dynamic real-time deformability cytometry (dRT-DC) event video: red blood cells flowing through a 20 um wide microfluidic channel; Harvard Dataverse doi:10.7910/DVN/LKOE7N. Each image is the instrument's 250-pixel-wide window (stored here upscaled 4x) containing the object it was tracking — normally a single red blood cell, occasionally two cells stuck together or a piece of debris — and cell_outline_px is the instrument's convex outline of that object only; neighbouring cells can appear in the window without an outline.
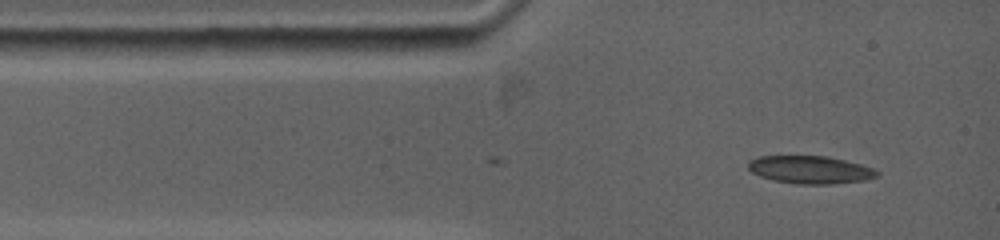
{"species": "common noctule bat (a hibernating species)", "species_latin": "Nyctalus noctula", "temperature_condition": "warm", "stored_images_in_passage": 36, "camera_frame_rate_fps": 5000, "um_per_image_px": 0.085, "animal": {"sex": "female", "body_mass_g": 19.0, "forearm_length_mm": 53.3}, "frame": {"image": 1, "passage_image": 1, "time_ms": 0.0, "image_size_px": [1000, 240], "cell_outline_px": [[880, 176], [864, 180], [832, 184], [796, 184], [772, 180], [760, 176], [752, 172], [748, 168], [748, 164], [752, 160], [760, 156], [828, 156], [860, 164], [872, 168], [880, 172]], "centroid_in_image_um": [68.89, 14.43], "position_along_channel_um": 16.1, "area_um2": 20.81}}
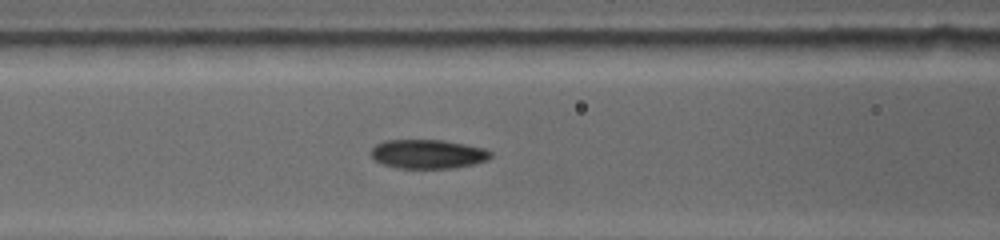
{"frame": {"image": 2, "passage_image": 19, "time_ms": 3.6, "image_size_px": [1000, 240], "cell_outline_px": [[492, 156], [484, 160], [472, 164], [452, 168], [400, 168], [384, 164], [376, 160], [372, 156], [372, 148], [376, 144], [388, 140], [440, 140], [480, 148], [492, 152]], "centroid_in_image_um": [36.33, 13.1], "position_along_channel_um": 130.3, "area_um2": 19.65}}
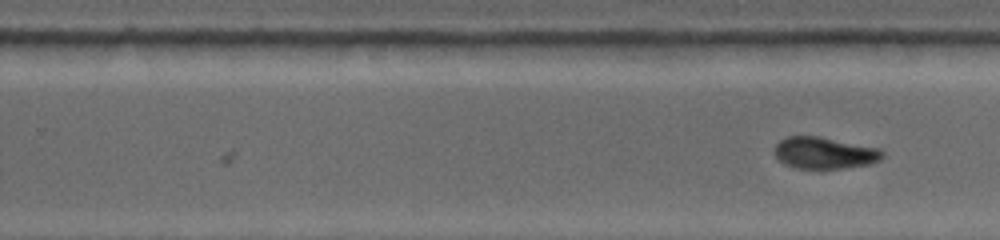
{"frame": {"image": 3, "passage_image": 36, "time_ms": 7.0, "image_size_px": [1000, 240], "cell_outline_px": [[880, 160], [868, 164], [820, 172], [796, 168], [784, 164], [776, 156], [776, 144], [780, 140], [788, 136], [820, 136], [876, 148], [880, 152]], "centroid_in_image_um": [70.0, 13.04], "position_along_channel_um": 259.8, "area_um2": 20.11}}